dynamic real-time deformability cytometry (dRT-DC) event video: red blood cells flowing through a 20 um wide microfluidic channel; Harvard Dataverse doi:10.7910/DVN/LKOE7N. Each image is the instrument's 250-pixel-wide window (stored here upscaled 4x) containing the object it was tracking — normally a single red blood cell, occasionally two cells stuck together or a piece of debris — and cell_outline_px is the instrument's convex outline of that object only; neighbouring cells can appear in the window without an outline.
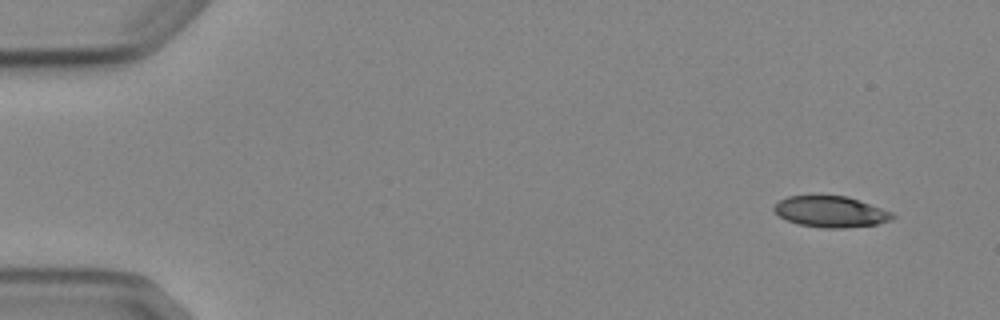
{"species": "Egyptian fruit bat (a non-hibernating species)", "species_latin": "Rousettus aegyptiacus", "temperature_condition": "cold", "stored_images_in_passage": 5, "camera_frame_rate_fps": 3000, "um_per_image_px": 0.085, "animal": {"sex": "female"}, "frame": {"image": 1, "passage_image": 1, "time_ms": 0.0, "image_size_px": [1000, 320], "cell_outline_px": [[896, 216], [892, 220], [876, 224], [844, 228], [824, 228], [800, 224], [788, 220], [780, 216], [772, 208], [780, 200], [788, 196], [848, 196], [892, 212]], "centroid_in_image_um": [70.64, 17.99], "position_along_channel_um": 14.4, "area_um2": 21.21}}
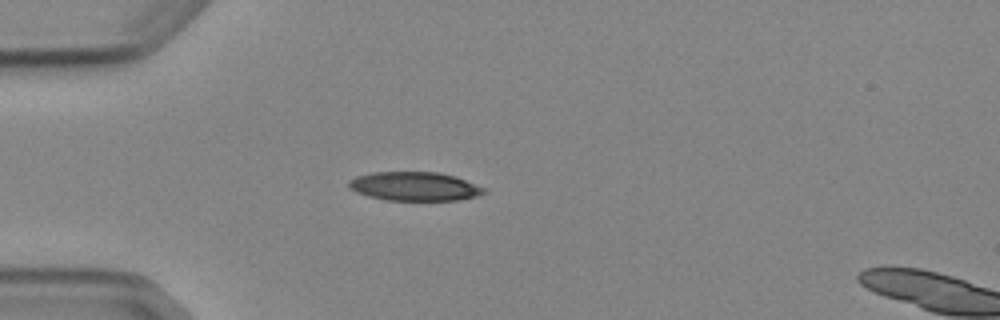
{"frame": {"image": 2, "passage_image": 4, "time_ms": 3.667, "image_size_px": [1000, 320], "cell_outline_px": [[488, 192], [476, 196], [456, 200], [384, 200], [368, 196], [356, 192], [348, 188], [348, 180], [356, 176], [372, 172], [440, 172], [456, 176], [484, 188]], "centroid_in_image_um": [35.2, 15.83], "position_along_channel_um": 49.8, "area_um2": 22.83}}